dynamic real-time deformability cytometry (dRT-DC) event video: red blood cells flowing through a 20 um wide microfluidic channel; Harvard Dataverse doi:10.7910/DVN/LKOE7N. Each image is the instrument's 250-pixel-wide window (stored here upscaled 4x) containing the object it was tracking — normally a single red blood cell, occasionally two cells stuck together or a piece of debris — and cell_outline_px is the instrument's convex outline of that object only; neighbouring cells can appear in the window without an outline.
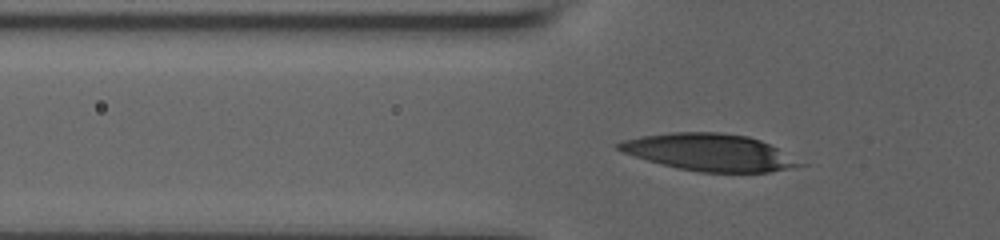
{"species": "human", "species_latin": "Homo sapiens", "temperature_condition": "room temperature", "stored_images_in_passage": 41, "camera_frame_rate_fps": 3000, "um_per_image_px": 0.085, "donor": {"sex": "male"}, "frame": {"image": 1, "passage_image": 11, "time_ms": 2.333, "image_size_px": [1000, 240], "cell_outline_px": [[808, 164], [768, 172], [700, 172], [660, 164], [624, 152], [616, 148], [612, 144], [620, 140], [640, 136], [668, 132], [720, 132], [748, 136], [760, 140]], "centroid_in_image_um": [60.25, 12.93], "position_along_channel_um": 65.5, "area_um2": 38.96}}
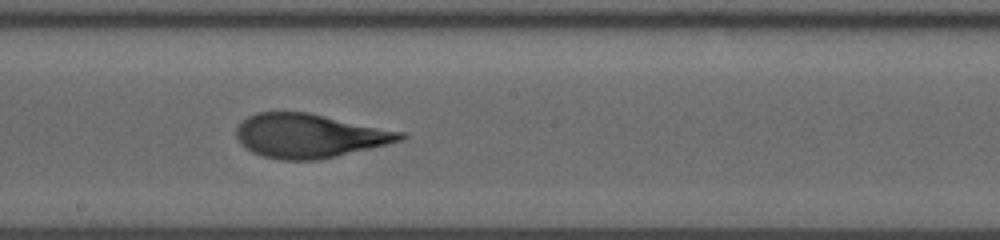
{"frame": {"image": 2, "passage_image": 28, "time_ms": 6.667, "image_size_px": [1000, 240], "cell_outline_px": [[408, 136], [404, 140], [336, 156], [316, 160], [280, 160], [264, 156], [252, 152], [244, 148], [240, 144], [236, 136], [236, 128], [248, 116], [256, 112], [308, 112], [404, 132]], "centroid_in_image_um": [26.29, 11.54], "position_along_channel_um": 221.9, "area_um2": 41.96}}
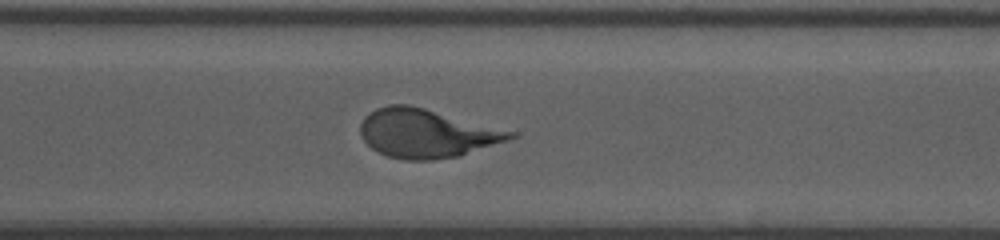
{"frame": {"image": 3, "passage_image": 40, "time_ms": 9.667, "image_size_px": [1000, 240], "cell_outline_px": [[516, 136], [508, 140], [460, 156], [432, 160], [404, 160], [388, 156], [372, 148], [360, 136], [360, 124], [364, 116], [376, 108], [388, 104], [408, 104], [424, 108], [516, 132]], "centroid_in_image_um": [36.23, 11.33], "position_along_channel_um": 334.4, "area_um2": 42.37}}